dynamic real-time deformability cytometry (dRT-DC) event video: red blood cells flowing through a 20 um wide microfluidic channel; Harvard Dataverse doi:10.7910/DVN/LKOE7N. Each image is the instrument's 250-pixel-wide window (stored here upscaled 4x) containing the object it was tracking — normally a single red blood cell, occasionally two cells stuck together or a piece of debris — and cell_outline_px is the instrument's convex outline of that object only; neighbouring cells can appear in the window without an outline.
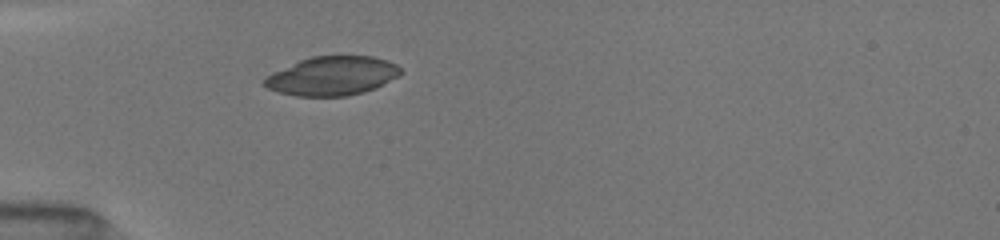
{"species": "common noctule bat (a hibernating species)", "species_latin": "Nyctalus noctula", "temperature_condition": "room temperature", "stored_images_in_passage": 9, "camera_frame_rate_fps": 3000, "um_per_image_px": 0.085, "animal": {"sex": "female", "body_mass_g": 19.5, "forearm_length_mm": 54.1}, "frame": {"image": 1, "passage_image": 1, "time_ms": 0.0, "image_size_px": [1000, 240], "cell_outline_px": [[404, 72], [400, 76], [376, 88], [364, 92], [348, 96], [296, 96], [276, 92], [268, 88], [264, 84], [264, 76], [272, 72], [300, 60], [312, 56], [372, 56], [388, 60], [396, 64]], "centroid_in_image_um": [28.26, 6.46], "position_along_channel_um": 56.7, "area_um2": 31.21}}
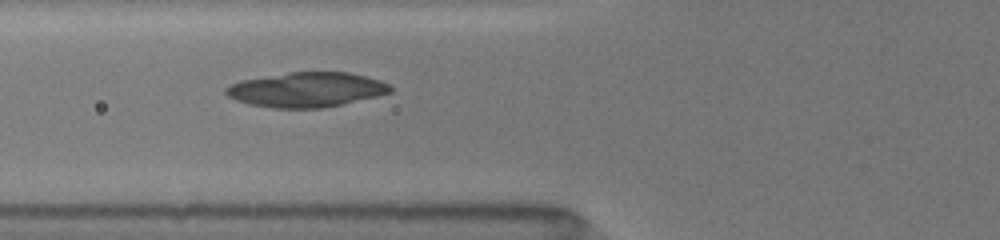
{"frame": {"image": 2, "passage_image": 7, "time_ms": 1.333, "image_size_px": [1000, 240], "cell_outline_px": [[392, 92], [376, 96], [340, 104], [320, 108], [272, 108], [248, 104], [236, 100], [228, 96], [224, 92], [224, 88], [240, 80], [288, 72], [348, 72], [380, 80], [388, 84], [392, 88]], "centroid_in_image_um": [26.01, 7.62], "position_along_channel_um": 99.8, "area_um2": 33.18}}